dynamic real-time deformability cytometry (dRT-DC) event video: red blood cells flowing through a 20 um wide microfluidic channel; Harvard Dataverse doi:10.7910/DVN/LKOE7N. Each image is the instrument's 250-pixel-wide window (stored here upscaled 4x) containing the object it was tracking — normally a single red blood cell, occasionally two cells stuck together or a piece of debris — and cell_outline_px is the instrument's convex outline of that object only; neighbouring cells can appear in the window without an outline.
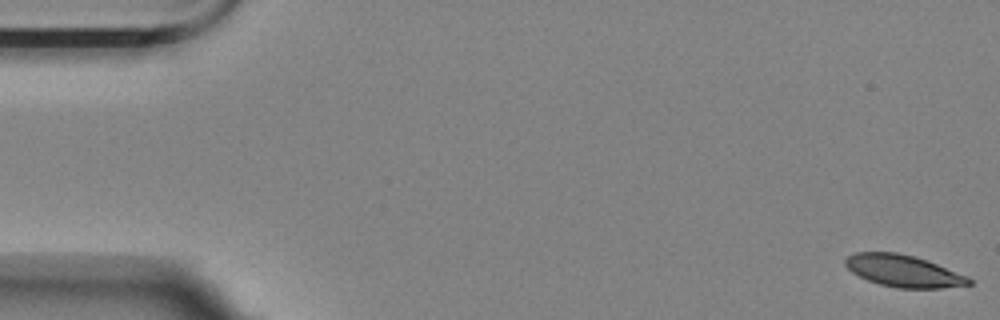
{"species": "Egyptian fruit bat (a non-hibernating species)", "species_latin": "Rousettus aegyptiacus", "temperature_condition": "room temperature", "stored_images_in_passage": 42, "camera_frame_rate_fps": 3000, "um_per_image_px": 0.085, "animal": {"sex": "female"}, "frame": {"image": 1, "passage_image": 1, "time_ms": 0.0, "image_size_px": [1000, 320], "cell_outline_px": [[972, 284], [944, 288], [896, 288], [880, 284], [868, 280], [852, 272], [844, 264], [844, 260], [848, 256], [856, 252], [896, 252], [916, 256], [928, 260], [968, 276], [972, 280]], "centroid_in_image_um": [76.82, 23.02], "position_along_channel_um": 8.2, "area_um2": 23.12}}
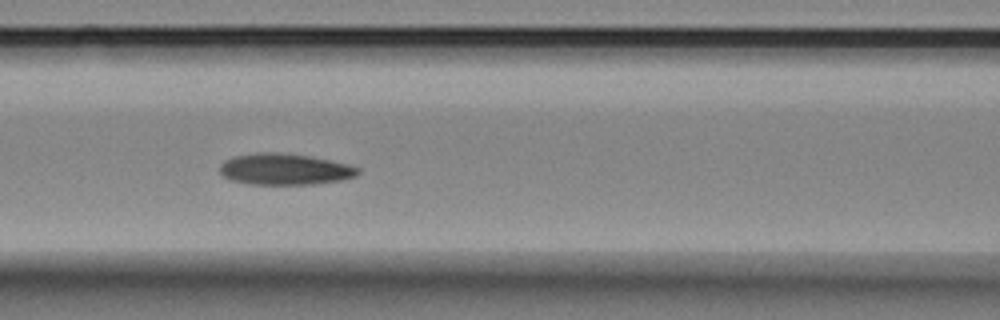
{"frame": {"image": 2, "passage_image": 24, "time_ms": 7.667, "image_size_px": [1000, 320], "cell_outline_px": [[360, 172], [356, 176], [340, 180], [312, 184], [248, 184], [232, 180], [224, 176], [220, 172], [220, 164], [224, 160], [232, 156], [256, 152], [280, 152], [308, 156], [348, 164], [360, 168]], "centroid_in_image_um": [24.17, 14.37], "position_along_channel_um": 142.4, "area_um2": 25.2}}
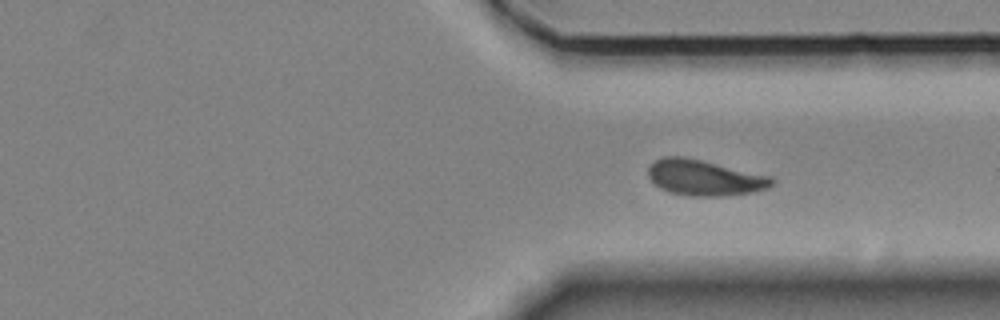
{"frame": {"image": 3, "passage_image": 42, "time_ms": 13.667, "image_size_px": [1000, 320], "cell_outline_px": [[776, 184], [768, 188], [752, 192], [724, 196], [688, 196], [668, 192], [660, 188], [648, 176], [648, 168], [656, 160], [664, 156], [684, 156], [772, 176], [776, 180]], "centroid_in_image_um": [59.92, 15.11], "position_along_channel_um": 351.5, "area_um2": 25.89}}